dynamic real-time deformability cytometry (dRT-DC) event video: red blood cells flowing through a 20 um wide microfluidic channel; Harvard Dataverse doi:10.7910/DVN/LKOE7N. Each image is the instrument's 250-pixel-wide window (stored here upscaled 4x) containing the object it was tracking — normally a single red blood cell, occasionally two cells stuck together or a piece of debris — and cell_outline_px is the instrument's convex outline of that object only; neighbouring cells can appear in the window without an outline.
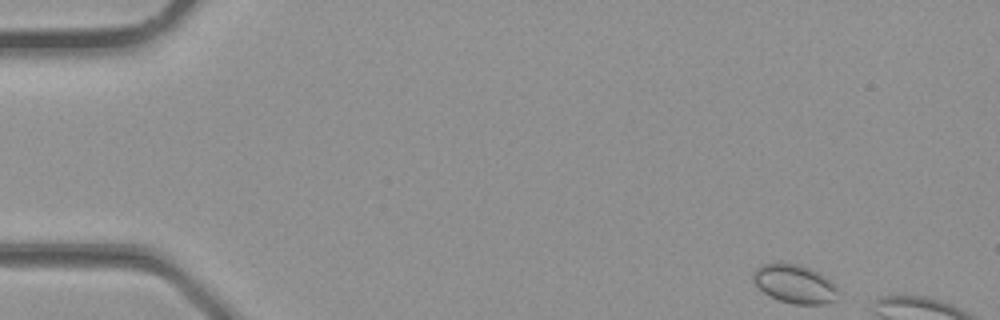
{"species": "common noctule bat (a hibernating species)", "species_latin": "Nyctalus noctula", "temperature_condition": "room temperature", "stored_images_in_passage": 25, "camera_frame_rate_fps": 3000, "um_per_image_px": 0.085, "animal": {"sex": "male", "body_mass_g": 23.1, "forearm_length_mm": 52.7}, "frame": {"image": 1, "passage_image": 1, "time_ms": 0.0, "image_size_px": [1000, 320], "cell_outline_px": [[840, 292], [836, 300], [828, 304], [792, 304], [780, 300], [764, 292], [752, 280], [752, 272], [760, 264], [800, 264], [824, 276], [836, 284], [840, 288]], "centroid_in_image_um": [67.6, 24.15], "position_along_channel_um": 17.4, "area_um2": 19.13}}